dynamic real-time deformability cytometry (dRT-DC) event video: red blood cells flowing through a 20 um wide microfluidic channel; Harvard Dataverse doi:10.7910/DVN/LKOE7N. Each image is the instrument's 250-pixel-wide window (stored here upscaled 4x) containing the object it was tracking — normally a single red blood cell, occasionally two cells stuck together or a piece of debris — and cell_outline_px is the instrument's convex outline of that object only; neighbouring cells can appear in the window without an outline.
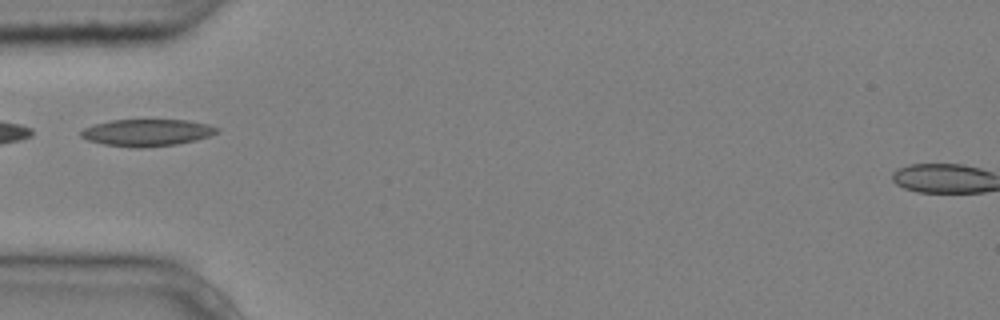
{"species": "common noctule bat (a hibernating species)", "species_latin": "Nyctalus noctula", "temperature_condition": "cold", "stored_images_in_passage": 5, "camera_frame_rate_fps": 3000, "um_per_image_px": 0.085, "animal": {"sex": "male", "body_mass_g": 20.4}, "frame": {"image": 1, "passage_image": 2, "time_ms": 0.333, "image_size_px": [1000, 320], "cell_outline_px": [[220, 132], [196, 140], [176, 144], [144, 148], [132, 148], [104, 144], [88, 140], [80, 136], [80, 132], [84, 128], [96, 124], [112, 120], [188, 120], [208, 124], [220, 128]], "centroid_in_image_um": [12.52, 11.28], "position_along_channel_um": 72.5, "area_um2": 21.39}}
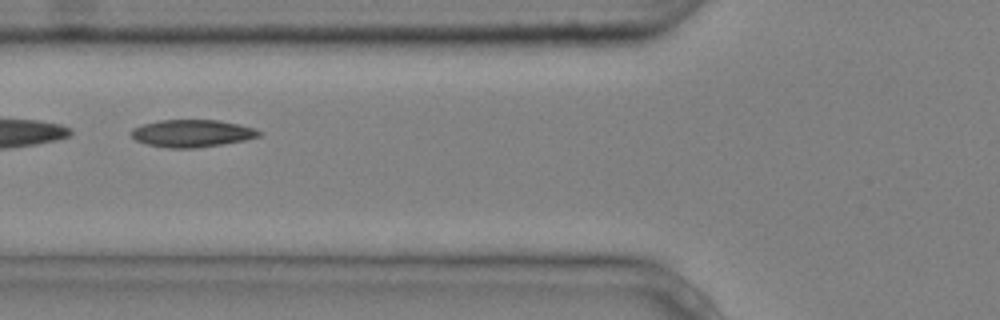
{"frame": {"image": 2, "passage_image": 3, "time_ms": 0.667, "image_size_px": [1000, 320], "cell_outline_px": [[264, 132], [260, 136], [244, 140], [224, 144], [196, 148], [168, 148], [148, 144], [136, 140], [128, 132], [132, 128], [144, 124], [160, 120], [220, 120], [240, 124], [256, 128]], "centroid_in_image_um": [16.36, 11.33], "position_along_channel_um": 109.4, "area_um2": 20.58}}